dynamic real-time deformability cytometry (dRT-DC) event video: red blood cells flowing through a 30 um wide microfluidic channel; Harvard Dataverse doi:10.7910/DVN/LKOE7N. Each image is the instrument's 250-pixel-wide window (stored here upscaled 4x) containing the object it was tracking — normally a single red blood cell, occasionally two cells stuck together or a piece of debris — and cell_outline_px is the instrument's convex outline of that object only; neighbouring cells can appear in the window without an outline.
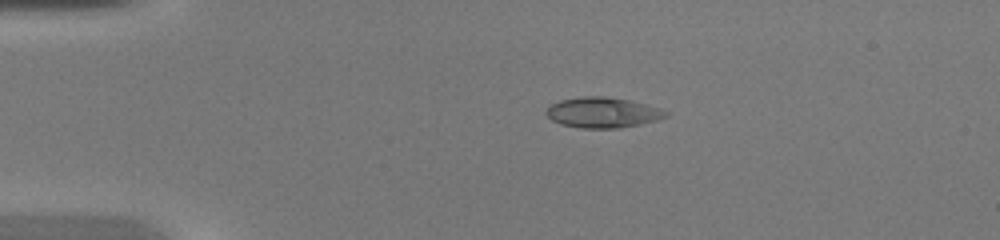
{"species": "common noctule bat (a hibernating species)", "species_latin": "Nyctalus noctula", "temperature_condition": "warm", "stored_images_in_passage": 47, "camera_frame_rate_fps": 3000, "um_per_image_px": 0.085, "animal": {"sex": "female", "body_mass_g": 20.0, "forearm_length_mm": 54.0}, "frame": {"image": 1, "passage_image": 10, "time_ms": 3.0, "image_size_px": [1000, 240], "cell_outline_px": [[668, 116], [660, 120], [640, 124], [616, 128], [580, 128], [560, 124], [552, 120], [548, 116], [548, 108], [552, 104], [560, 100], [584, 96], [604, 96], [628, 100], [660, 108], [668, 112]], "centroid_in_image_um": [51.26, 9.57], "position_along_channel_um": 33.7, "area_um2": 21.04}}
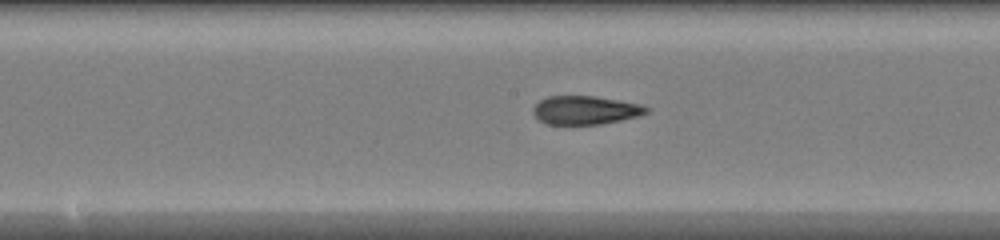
{"frame": {"image": 2, "passage_image": 25, "time_ms": 8.0, "image_size_px": [1000, 240], "cell_outline_px": [[652, 108], [648, 112], [640, 116], [600, 124], [544, 124], [532, 112], [532, 108], [540, 100], [548, 96], [592, 96], [640, 104]], "centroid_in_image_um": [49.76, 9.36], "position_along_channel_um": 198.4, "area_um2": 18.79}}
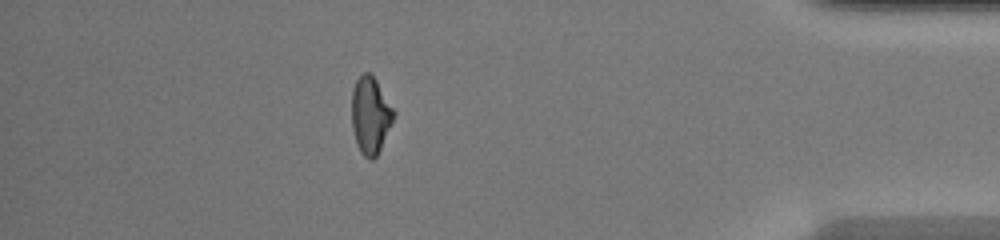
{"frame": {"image": 3, "passage_image": 42, "time_ms": 13.667, "image_size_px": [1000, 240], "cell_outline_px": [[396, 116], [376, 156], [372, 160], [368, 160], [360, 152], [356, 144], [352, 128], [352, 88], [356, 80], [364, 72], [368, 72], [376, 80], [396, 112]], "centroid_in_image_um": [31.49, 9.81], "position_along_channel_um": 403.7, "area_um2": 18.9}, "authors_computed_cell_mechanics": {"area_um2": 19.4786, "velocity_mm_per_s": 4.3473, "shape_relaxation_time_tau1_ms": null, "shape_relaxation_time_tau2_ms": 1.0414, "deformation_change_tau1": null, "deformation_change_tau2": 0.0683}}